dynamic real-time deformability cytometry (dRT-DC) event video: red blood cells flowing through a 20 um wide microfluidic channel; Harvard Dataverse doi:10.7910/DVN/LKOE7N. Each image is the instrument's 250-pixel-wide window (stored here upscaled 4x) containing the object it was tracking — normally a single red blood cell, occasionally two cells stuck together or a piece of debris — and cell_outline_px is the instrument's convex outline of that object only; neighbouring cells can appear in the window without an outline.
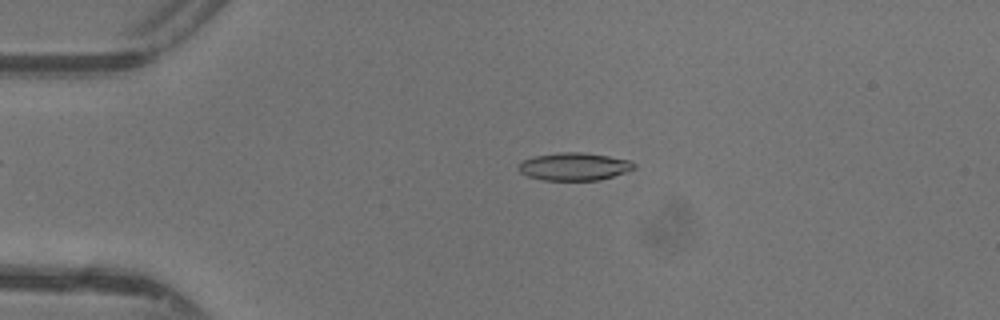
{"species": "common noctule bat (a hibernating species)", "species_latin": "Nyctalus noctula", "temperature_condition": "warm", "stored_images_in_passage": 46, "camera_frame_rate_fps": 3000, "um_per_image_px": 0.085, "animal": {"sex": "female"}, "frame": {"image": 1, "passage_image": 10, "time_ms": 3.0, "image_size_px": [1000, 320], "cell_outline_px": [[636, 168], [600, 180], [544, 180], [528, 176], [520, 172], [520, 164], [524, 160], [536, 156], [560, 152], [580, 152], [608, 156], [628, 160], [636, 164]], "centroid_in_image_um": [48.83, 14.16], "position_along_channel_um": 36.2, "area_um2": 18.32}}
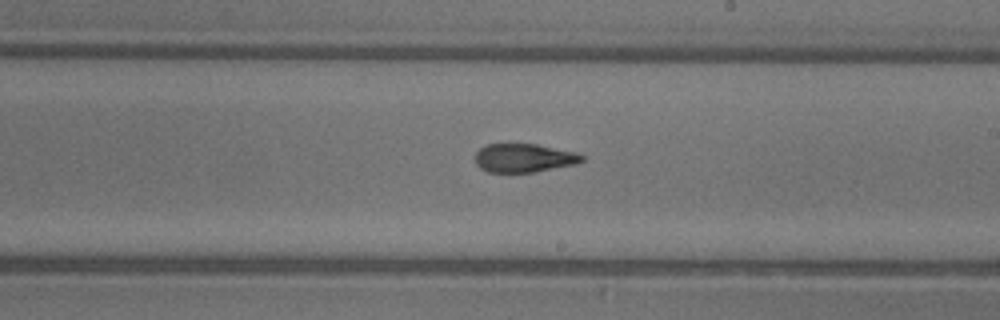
{"frame": {"image": 2, "passage_image": 27, "time_ms": 8.667, "image_size_px": [1000, 320], "cell_outline_px": [[584, 160], [576, 164], [532, 172], [488, 172], [480, 168], [476, 164], [476, 152], [480, 148], [488, 144], [536, 144], [576, 152], [584, 156]], "centroid_in_image_um": [44.54, 13.42], "position_along_channel_um": 244.5, "area_um2": 17.69}}
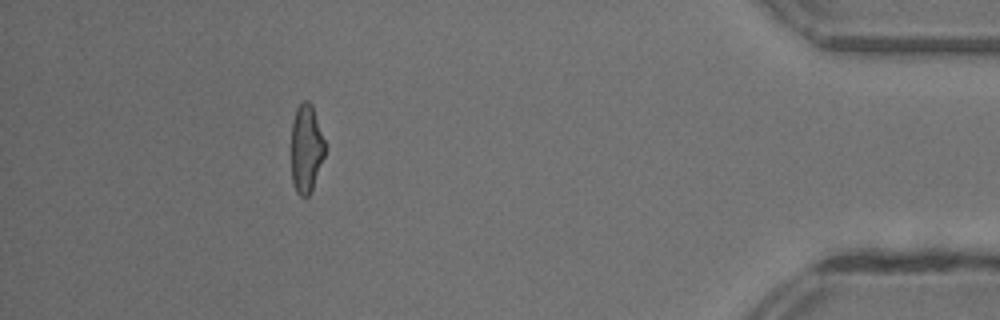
{"frame": {"image": 3, "passage_image": 42, "time_ms": 13.667, "image_size_px": [1000, 320], "cell_outline_px": [[324, 156], [312, 188], [308, 196], [300, 196], [296, 192], [292, 180], [292, 120], [296, 108], [304, 100], [308, 100], [312, 104], [324, 140]], "centroid_in_image_um": [26.01, 12.6], "position_along_channel_um": 409.2, "area_um2": 17.05}, "authors_computed_cell_mechanics": {"area_um2": 18.3804, "velocity_mm_per_s": 4.4042, "shape_relaxation_time_tau1_ms": 7.2198, "shape_relaxation_time_tau2_ms": 2.2731, "deformation_change_tau1": 0.2289, "deformation_change_tau2": 0.1133}}